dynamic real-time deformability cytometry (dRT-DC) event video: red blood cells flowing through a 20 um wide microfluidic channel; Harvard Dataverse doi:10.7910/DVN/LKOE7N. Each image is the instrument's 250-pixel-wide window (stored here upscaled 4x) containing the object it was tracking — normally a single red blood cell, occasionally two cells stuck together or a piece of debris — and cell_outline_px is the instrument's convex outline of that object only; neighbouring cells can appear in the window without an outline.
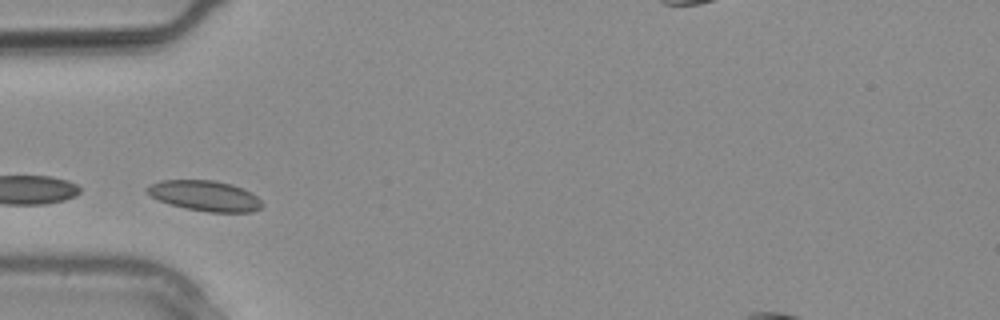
{"species": "common noctule bat (a hibernating species)", "species_latin": "Nyctalus noctula", "temperature_condition": "warm", "stored_images_in_passage": 20, "camera_frame_rate_fps": 3000, "um_per_image_px": 0.085, "animal": {"sex": "male", "body_mass_g": 20.4}, "frame": {"image": 1, "passage_image": 4, "time_ms": 1.0, "image_size_px": [1000, 320], "cell_outline_px": [[264, 204], [260, 208], [252, 212], [208, 212], [184, 208], [168, 204], [152, 196], [144, 188], [148, 184], [160, 180], [212, 180], [232, 184], [244, 188], [256, 196]], "centroid_in_image_um": [17.41, 16.64], "position_along_channel_um": 67.6, "area_um2": 20.52}}